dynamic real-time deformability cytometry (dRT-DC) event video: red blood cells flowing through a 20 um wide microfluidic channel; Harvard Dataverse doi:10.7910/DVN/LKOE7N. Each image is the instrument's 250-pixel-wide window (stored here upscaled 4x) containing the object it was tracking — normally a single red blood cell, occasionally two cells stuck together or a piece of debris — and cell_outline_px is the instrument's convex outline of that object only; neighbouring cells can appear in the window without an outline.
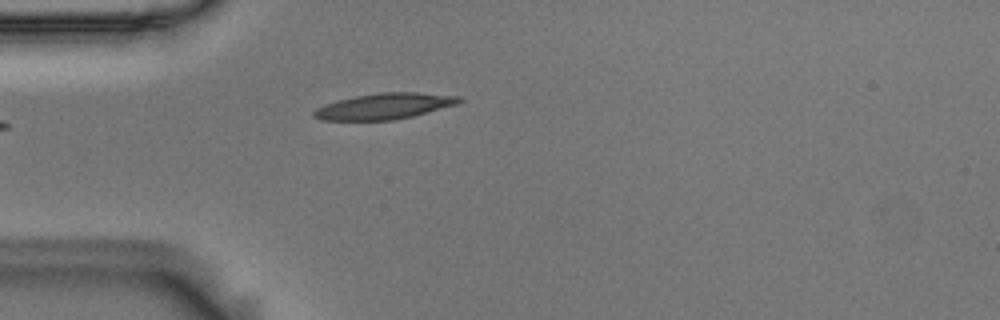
{"species": "Egyptian fruit bat (a non-hibernating species)", "species_latin": "Rousettus aegyptiacus", "temperature_condition": "room temperature", "stored_images_in_passage": 4, "camera_frame_rate_fps": 3000, "um_per_image_px": 0.085, "animal": {"sex": "male"}, "frame": {"image": 1, "passage_image": 4, "time_ms": 1.0, "image_size_px": [1000, 320], "cell_outline_px": [[464, 100], [456, 104], [412, 116], [392, 120], [324, 120], [312, 116], [312, 112], [316, 108], [324, 104], [356, 96], [380, 92], [416, 92], [460, 96]], "centroid_in_image_um": [32.66, 9.02], "position_along_channel_um": 52.3, "area_um2": 21.73}}